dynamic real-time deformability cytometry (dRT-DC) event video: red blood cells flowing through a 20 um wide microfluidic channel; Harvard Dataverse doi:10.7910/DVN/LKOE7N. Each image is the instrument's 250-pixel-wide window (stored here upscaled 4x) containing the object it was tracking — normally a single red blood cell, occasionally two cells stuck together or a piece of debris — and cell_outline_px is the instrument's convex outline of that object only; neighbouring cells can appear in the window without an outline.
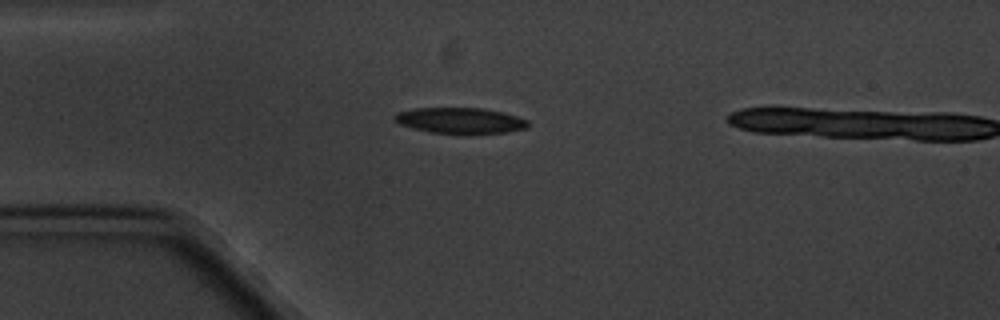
{"species": "common noctule bat (a hibernating species)", "species_latin": "Nyctalus noctula", "temperature_condition": "cold", "stored_images_in_passage": 2, "camera_frame_rate_fps": 3000, "um_per_image_px": 0.085, "animal": {"sex": "male", "body_mass_g": 20.1, "forearm_length_mm": 53.5}, "frame": {"image": 1, "passage_image": 1, "time_ms": 0.0, "image_size_px": [1000, 320], "cell_outline_px": [[528, 128], [508, 132], [432, 132], [412, 128], [400, 124], [392, 120], [392, 116], [396, 112], [416, 108], [484, 108], [516, 116], [528, 120]], "centroid_in_image_um": [39.06, 10.22], "position_along_channel_um": 45.9, "area_um2": 19.65}}